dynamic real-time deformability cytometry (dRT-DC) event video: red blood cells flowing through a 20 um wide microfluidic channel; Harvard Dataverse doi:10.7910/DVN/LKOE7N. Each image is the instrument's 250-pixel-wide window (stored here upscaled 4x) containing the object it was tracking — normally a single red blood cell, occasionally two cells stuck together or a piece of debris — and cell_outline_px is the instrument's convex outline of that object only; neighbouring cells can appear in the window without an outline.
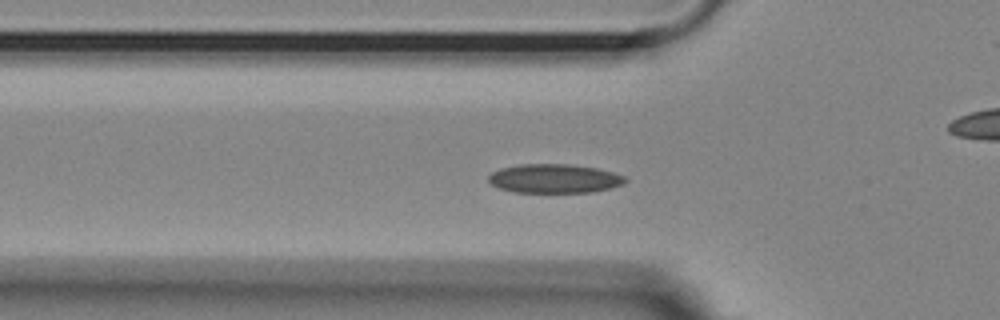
{"species": "Egyptian fruit bat (a non-hibernating species)", "species_latin": "Rousettus aegyptiacus", "temperature_condition": "room temperature", "stored_images_in_passage": 31, "camera_frame_rate_fps": 3000, "um_per_image_px": 0.085, "animal": {"sex": "female"}, "frame": {"image": 1, "passage_image": 7, "time_ms": 2.0, "image_size_px": [1000, 320], "cell_outline_px": [[628, 180], [624, 184], [612, 188], [592, 192], [512, 192], [500, 188], [492, 184], [488, 180], [488, 176], [492, 172], [500, 168], [520, 164], [572, 164], [596, 168], [612, 172], [624, 176]], "centroid_in_image_um": [47.13, 15.17], "position_along_channel_um": 78.7, "area_um2": 23.18}}
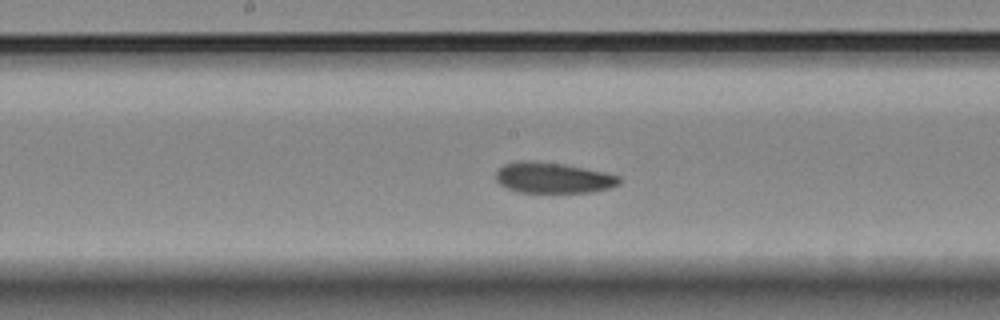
{"frame": {"image": 2, "passage_image": 17, "time_ms": 5.333, "image_size_px": [1000, 320], "cell_outline_px": [[620, 184], [612, 188], [592, 192], [516, 192], [500, 184], [496, 180], [496, 172], [504, 164], [520, 160], [528, 160], [564, 164], [604, 172], [620, 176]], "centroid_in_image_um": [47.02, 15.11], "position_along_channel_um": 201.2, "area_um2": 22.14}}
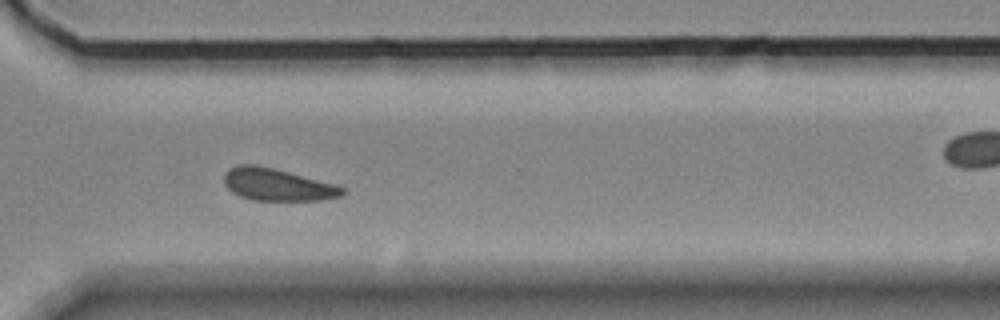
{"frame": {"image": 3, "passage_image": 29, "time_ms": 9.333, "image_size_px": [1000, 320], "cell_outline_px": [[348, 192], [344, 196], [320, 200], [252, 200], [240, 196], [232, 192], [224, 184], [224, 172], [228, 168], [236, 164], [256, 164], [336, 184], [348, 188]], "centroid_in_image_um": [23.6, 15.69], "position_along_channel_um": 347.0, "area_um2": 22.54}, "authors_computed_cell_mechanics": {"area_um2": 22.542, "velocity_mm_per_s": 3.6537, "shape_relaxation_time_tau1_ms": 3.8842, "shape_relaxation_time_tau2_ms": null, "deformation_change_tau1": 0.0689, "deformation_change_tau2": null}}